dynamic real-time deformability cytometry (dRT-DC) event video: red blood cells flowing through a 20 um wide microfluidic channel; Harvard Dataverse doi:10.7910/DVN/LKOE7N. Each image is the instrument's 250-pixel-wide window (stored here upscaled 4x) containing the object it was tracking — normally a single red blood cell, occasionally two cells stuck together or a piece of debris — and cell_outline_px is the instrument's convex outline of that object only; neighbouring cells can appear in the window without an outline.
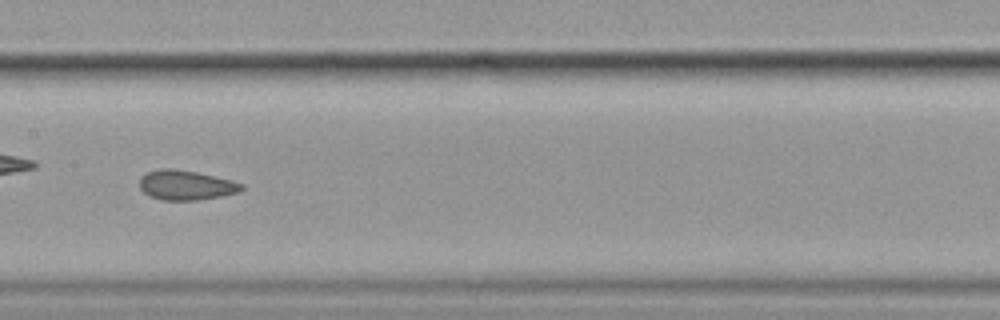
{"species": "common noctule bat (a hibernating species)", "species_latin": "Nyctalus noctula", "temperature_condition": "cold", "stored_images_in_passage": 36, "camera_frame_rate_fps": 3000, "um_per_image_px": 0.085, "animal": {"sex": "female", "body_mass_g": 19.9}, "frame": {"image": 1, "passage_image": 26, "time_ms": 8.333, "image_size_px": [1000, 320], "cell_outline_px": [[244, 188], [236, 192], [220, 196], [196, 200], [160, 200], [148, 196], [140, 188], [140, 176], [148, 172], [160, 168], [172, 168], [196, 172], [244, 184]], "centroid_in_image_um": [15.74, 15.74], "position_along_channel_um": 191.7, "area_um2": 17.46}}
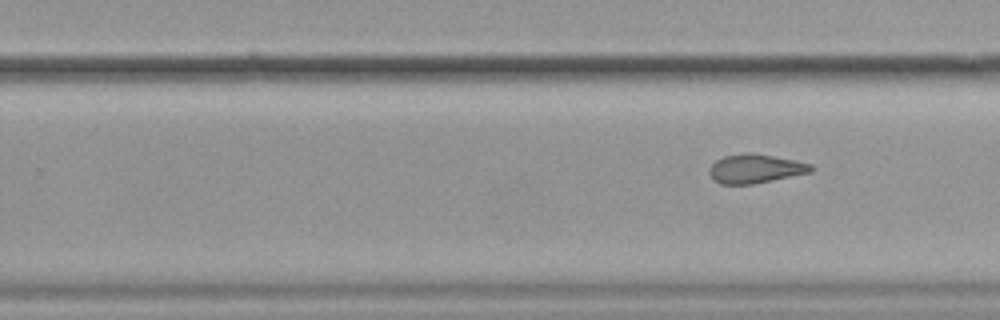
{"frame": {"image": 2, "passage_image": 36, "time_ms": 11.667, "image_size_px": [1000, 320], "cell_outline_px": [[816, 168], [812, 172], [752, 184], [720, 184], [712, 180], [708, 172], [708, 168], [716, 160], [724, 156], [748, 152], [752, 152], [812, 164]], "centroid_in_image_um": [64.18, 14.34], "position_along_channel_um": 265.6, "area_um2": 17.22}}